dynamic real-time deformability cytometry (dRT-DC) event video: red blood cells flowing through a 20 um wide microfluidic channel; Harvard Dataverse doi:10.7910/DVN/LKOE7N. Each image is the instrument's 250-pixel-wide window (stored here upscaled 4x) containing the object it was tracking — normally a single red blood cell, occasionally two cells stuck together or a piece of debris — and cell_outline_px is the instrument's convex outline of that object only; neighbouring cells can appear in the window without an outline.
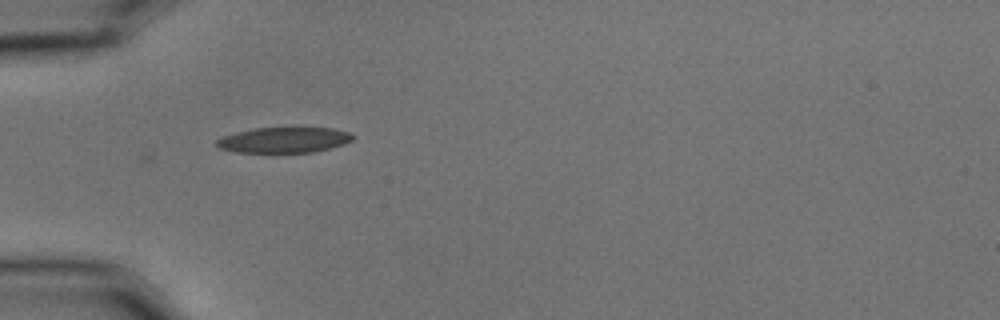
{"species": "common noctule bat (a hibernating species)", "species_latin": "Nyctalus noctula", "temperature_condition": "cold", "stored_images_in_passage": 6, "camera_frame_rate_fps": 3000, "um_per_image_px": 0.085, "animal": {"sex": "male", "body_mass_g": 15.6}, "frame": {"image": 1, "passage_image": 1, "time_ms": 0.0, "image_size_px": [1000, 320], "cell_outline_px": [[352, 140], [344, 144], [312, 152], [236, 152], [220, 148], [216, 144], [216, 140], [224, 136], [236, 132], [256, 128], [332, 128], [348, 132], [352, 136]], "centroid_in_image_um": [24.12, 11.9], "position_along_channel_um": 60.9, "area_um2": 19.88}}
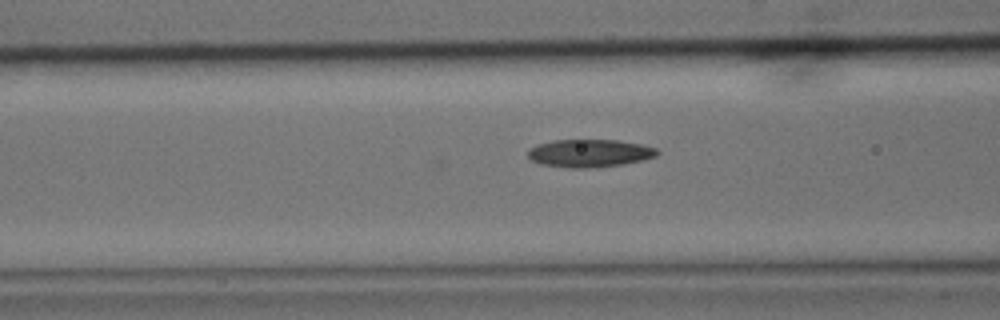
{"frame": {"image": 2, "passage_image": 6, "time_ms": 1.667, "image_size_px": [1000, 320], "cell_outline_px": [[660, 152], [656, 156], [644, 160], [624, 164], [596, 168], [568, 168], [540, 164], [532, 160], [528, 156], [528, 148], [536, 144], [552, 140], [620, 140], [640, 144], [656, 148]], "centroid_in_image_um": [50.11, 13.03], "position_along_channel_um": 116.5, "area_um2": 21.27}}